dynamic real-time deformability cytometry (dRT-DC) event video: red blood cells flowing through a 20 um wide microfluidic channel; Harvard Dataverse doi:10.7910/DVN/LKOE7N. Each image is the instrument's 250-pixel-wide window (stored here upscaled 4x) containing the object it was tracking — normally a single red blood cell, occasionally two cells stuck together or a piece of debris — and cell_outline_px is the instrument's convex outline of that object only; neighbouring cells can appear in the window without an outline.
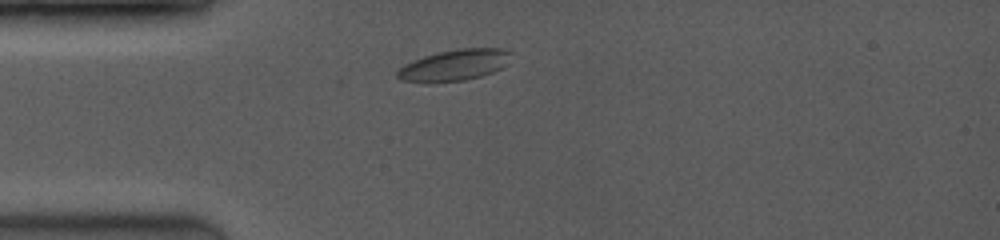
{"species": "common noctule bat (a hibernating species)", "species_latin": "Nyctalus noctula", "temperature_condition": "room temperature", "stored_images_in_passage": 9, "camera_frame_rate_fps": 3500, "um_per_image_px": 0.085, "animal": {"sex": "female", "body_mass_g": 19.0, "forearm_length_mm": 53.3}, "frame": {"image": 1, "passage_image": 1, "time_ms": 0.0, "image_size_px": [1000, 240], "cell_outline_px": [[512, 52], [508, 64], [492, 72], [480, 76], [464, 80], [400, 80], [396, 76], [396, 72], [404, 64], [412, 60], [424, 56], [440, 52], [460, 48], [504, 48]], "centroid_in_image_um": [38.69, 5.49], "position_along_channel_um": 46.3, "area_um2": 20.06}}
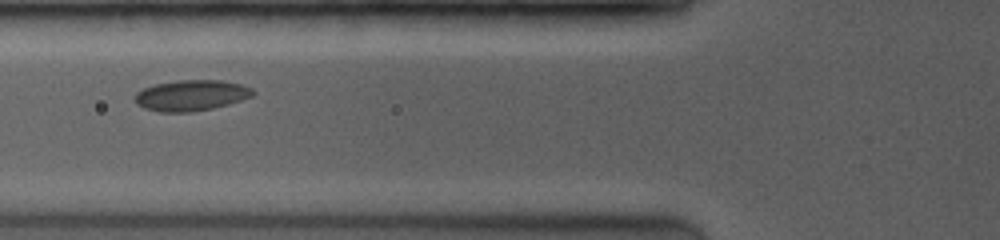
{"frame": {"image": 2, "passage_image": 9, "time_ms": 2.0, "image_size_px": [1000, 240], "cell_outline_px": [[256, 92], [252, 96], [228, 104], [212, 108], [192, 112], [160, 112], [144, 108], [136, 104], [136, 92], [144, 88], [156, 84], [180, 80], [220, 80], [240, 84], [252, 88]], "centroid_in_image_um": [16.26, 8.11], "position_along_channel_um": 109.5, "area_um2": 21.04}}